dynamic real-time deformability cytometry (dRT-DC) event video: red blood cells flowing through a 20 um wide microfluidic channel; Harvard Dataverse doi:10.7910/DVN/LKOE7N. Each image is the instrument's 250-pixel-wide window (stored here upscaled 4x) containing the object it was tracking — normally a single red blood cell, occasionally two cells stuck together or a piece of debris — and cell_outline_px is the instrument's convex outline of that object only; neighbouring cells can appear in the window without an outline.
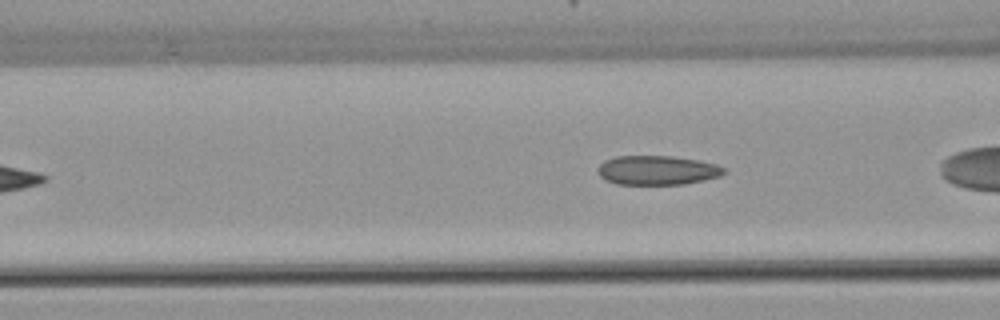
{"species": "common noctule bat (a hibernating species)", "species_latin": "Nyctalus noctula", "temperature_condition": "warm", "stored_images_in_passage": 5, "camera_frame_rate_fps": 3000, "um_per_image_px": 0.085, "animal": {"sex": "female", "body_mass_g": 22.7, "forearm_length_mm": 54.2}, "frame": {"image": 1, "passage_image": 5, "time_ms": 7.0, "image_size_px": [1000, 320], "cell_outline_px": [[728, 172], [720, 176], [704, 180], [684, 184], [616, 184], [604, 180], [596, 172], [596, 168], [604, 160], [616, 156], [672, 156], [700, 160], [716, 164], [724, 168]], "centroid_in_image_um": [55.85, 14.47], "position_along_channel_um": 110.8, "area_um2": 21.79}}